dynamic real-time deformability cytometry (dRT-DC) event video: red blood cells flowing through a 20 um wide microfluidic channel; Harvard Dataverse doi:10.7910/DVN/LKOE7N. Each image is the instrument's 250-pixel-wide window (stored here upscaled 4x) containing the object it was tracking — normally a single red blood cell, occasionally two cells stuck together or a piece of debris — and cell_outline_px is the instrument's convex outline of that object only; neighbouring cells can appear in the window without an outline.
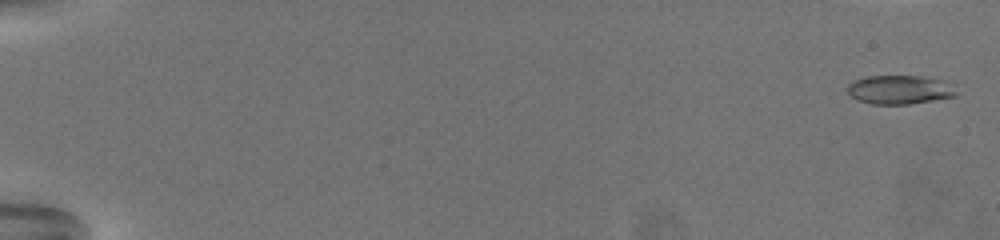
{"species": "common noctule bat (a hibernating species)", "species_latin": "Nyctalus noctula", "temperature_condition": "warm", "stored_images_in_passage": 23, "camera_frame_rate_fps": 3000, "um_per_image_px": 0.085, "animal": {"sex": "female", "body_mass_g": 19.5, "forearm_length_mm": 54.1}, "frame": {"image": 1, "passage_image": 2, "time_ms": 0.333, "image_size_px": [1000, 240], "cell_outline_px": [[956, 96], [908, 104], [872, 104], [860, 100], [852, 96], [848, 92], [848, 84], [856, 80], [868, 76], [920, 76], [956, 84]], "centroid_in_image_um": [76.51, 7.62], "position_along_channel_um": 8.5, "area_um2": 18.09}}
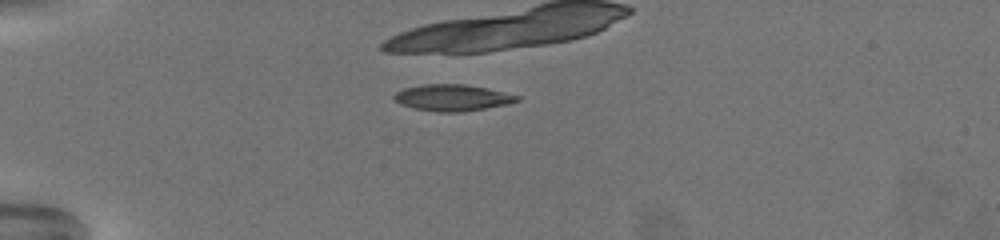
{"frame": {"image": 2, "passage_image": 21, "time_ms": 6.667, "image_size_px": [1000, 240], "cell_outline_px": [[520, 100], [508, 104], [460, 112], [440, 112], [416, 108], [400, 104], [392, 96], [396, 92], [404, 88], [424, 84], [464, 84], [488, 88], [520, 96]], "centroid_in_image_um": [38.47, 8.29], "position_along_channel_um": 46.5, "area_um2": 18.79}}